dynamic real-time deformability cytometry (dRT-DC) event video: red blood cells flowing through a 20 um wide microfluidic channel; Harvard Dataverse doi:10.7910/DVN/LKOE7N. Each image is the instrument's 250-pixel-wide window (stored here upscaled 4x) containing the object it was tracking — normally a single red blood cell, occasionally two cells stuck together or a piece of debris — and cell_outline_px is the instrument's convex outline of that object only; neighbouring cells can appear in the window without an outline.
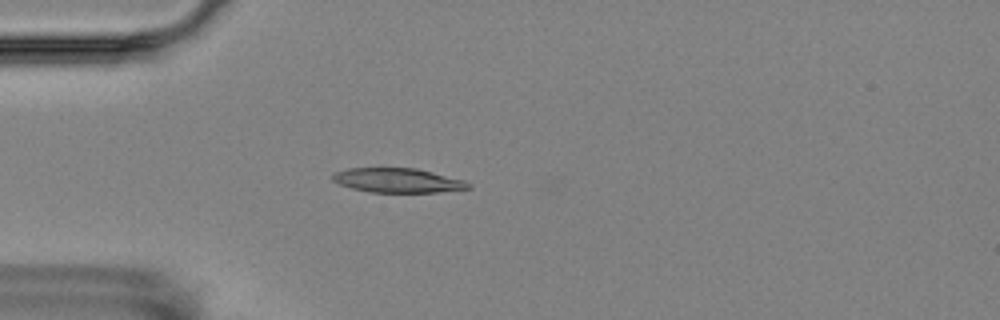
{"species": "Egyptian fruit bat (a non-hibernating species)", "species_latin": "Rousettus aegyptiacus", "temperature_condition": "room temperature", "stored_images_in_passage": 4, "camera_frame_rate_fps": 3000, "um_per_image_px": 0.085, "animal": {"sex": "female"}, "frame": {"image": 1, "passage_image": 4, "time_ms": 3.333, "image_size_px": [1000, 320], "cell_outline_px": [[472, 188], [436, 192], [372, 192], [352, 188], [340, 184], [332, 180], [332, 176], [336, 172], [348, 168], [416, 168], [464, 180], [472, 184]], "centroid_in_image_um": [33.83, 15.33], "position_along_channel_um": 51.2, "area_um2": 19.13}}